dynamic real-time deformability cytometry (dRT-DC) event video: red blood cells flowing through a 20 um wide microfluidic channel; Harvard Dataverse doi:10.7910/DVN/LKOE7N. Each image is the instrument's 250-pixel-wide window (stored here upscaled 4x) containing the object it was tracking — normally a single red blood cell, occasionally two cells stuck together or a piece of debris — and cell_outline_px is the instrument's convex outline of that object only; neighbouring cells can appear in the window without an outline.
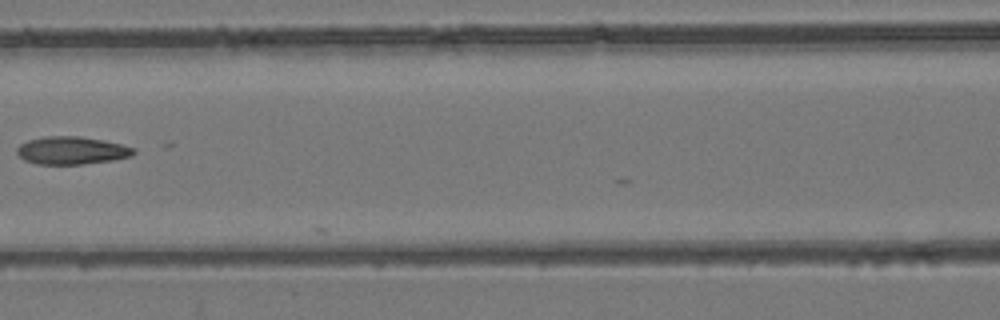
{"species": "common noctule bat (a hibernating species)", "species_latin": "Nyctalus noctula", "temperature_condition": "room temperature", "stored_images_in_passage": 5, "camera_frame_rate_fps": 3000, "um_per_image_px": 0.085, "animal": {"sex": "female", "body_mass_g": 24.6, "forearm_length_mm": 56.2}, "frame": {"image": 1, "passage_image": 4, "time_ms": 3.667, "image_size_px": [1000, 320], "cell_outline_px": [[136, 152], [132, 156], [112, 160], [84, 164], [36, 164], [24, 160], [16, 152], [16, 148], [20, 144], [28, 140], [44, 136], [80, 136], [104, 140], [136, 148]], "centroid_in_image_um": [6.09, 12.78], "position_along_channel_um": 160.5, "area_um2": 19.02}}